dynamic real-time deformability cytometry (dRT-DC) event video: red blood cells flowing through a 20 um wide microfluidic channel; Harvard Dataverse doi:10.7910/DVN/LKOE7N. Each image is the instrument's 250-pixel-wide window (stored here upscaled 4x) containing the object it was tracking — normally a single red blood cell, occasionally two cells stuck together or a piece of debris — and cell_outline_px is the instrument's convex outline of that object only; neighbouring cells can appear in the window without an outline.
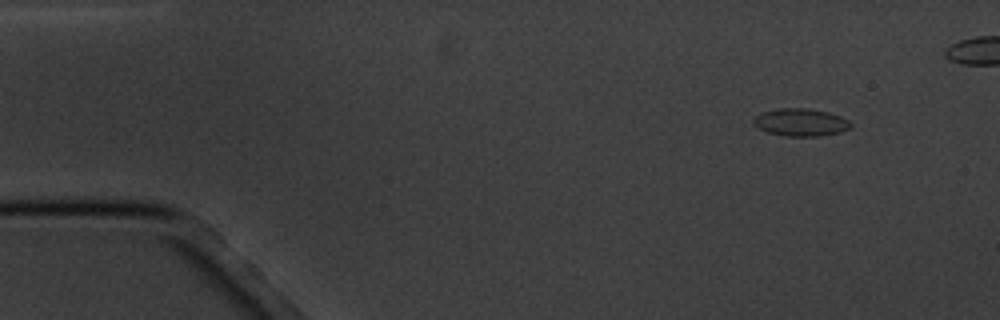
{"species": "common noctule bat (a hibernating species)", "species_latin": "Nyctalus noctula", "temperature_condition": "cold", "stored_images_in_passage": 5, "camera_frame_rate_fps": 3000, "um_per_image_px": 0.085, "animal": {"sex": "male", "body_mass_g": 20.1, "forearm_length_mm": 53.5}, "frame": {"image": 1, "passage_image": 1, "time_ms": 0.0, "image_size_px": [1000, 320], "cell_outline_px": [[852, 124], [848, 128], [840, 132], [820, 136], [784, 136], [768, 132], [752, 124], [752, 120], [760, 112], [780, 108], [808, 108], [828, 112], [840, 116], [848, 120]], "centroid_in_image_um": [68.03, 10.39], "position_along_channel_um": 17.0, "area_um2": 15.61}}